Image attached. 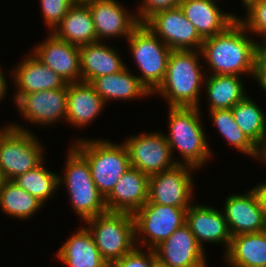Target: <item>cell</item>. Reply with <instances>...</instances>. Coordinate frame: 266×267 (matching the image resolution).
<instances>
[{
	"mask_svg": "<svg viewBox=\"0 0 266 267\" xmlns=\"http://www.w3.org/2000/svg\"><path fill=\"white\" fill-rule=\"evenodd\" d=\"M246 32V27L237 19L224 32L204 39L200 51L209 64V74L254 77L260 45L246 36Z\"/></svg>",
	"mask_w": 266,
	"mask_h": 267,
	"instance_id": "cell-1",
	"label": "cell"
},
{
	"mask_svg": "<svg viewBox=\"0 0 266 267\" xmlns=\"http://www.w3.org/2000/svg\"><path fill=\"white\" fill-rule=\"evenodd\" d=\"M200 54V50L171 51L164 80L153 92L161 94L169 107L200 108L199 91L206 76L198 61Z\"/></svg>",
	"mask_w": 266,
	"mask_h": 267,
	"instance_id": "cell-2",
	"label": "cell"
},
{
	"mask_svg": "<svg viewBox=\"0 0 266 267\" xmlns=\"http://www.w3.org/2000/svg\"><path fill=\"white\" fill-rule=\"evenodd\" d=\"M197 107H169V134L165 135L173 154L180 152L182 164L193 168L204 166L212 156Z\"/></svg>",
	"mask_w": 266,
	"mask_h": 267,
	"instance_id": "cell-3",
	"label": "cell"
},
{
	"mask_svg": "<svg viewBox=\"0 0 266 267\" xmlns=\"http://www.w3.org/2000/svg\"><path fill=\"white\" fill-rule=\"evenodd\" d=\"M72 144L88 161L92 179L98 191L106 198L118 180L131 168L124 145L109 140L75 139Z\"/></svg>",
	"mask_w": 266,
	"mask_h": 267,
	"instance_id": "cell-4",
	"label": "cell"
},
{
	"mask_svg": "<svg viewBox=\"0 0 266 267\" xmlns=\"http://www.w3.org/2000/svg\"><path fill=\"white\" fill-rule=\"evenodd\" d=\"M70 147L65 173L62 178L59 177V185L65 184L71 206L86 221L108 210L105 198L92 179L87 159L73 145Z\"/></svg>",
	"mask_w": 266,
	"mask_h": 267,
	"instance_id": "cell-5",
	"label": "cell"
},
{
	"mask_svg": "<svg viewBox=\"0 0 266 267\" xmlns=\"http://www.w3.org/2000/svg\"><path fill=\"white\" fill-rule=\"evenodd\" d=\"M102 258L111 265L136 247L133 214L107 211L86 220Z\"/></svg>",
	"mask_w": 266,
	"mask_h": 267,
	"instance_id": "cell-6",
	"label": "cell"
},
{
	"mask_svg": "<svg viewBox=\"0 0 266 267\" xmlns=\"http://www.w3.org/2000/svg\"><path fill=\"white\" fill-rule=\"evenodd\" d=\"M43 151L36 135L19 124L0 129V168L7 180H13L44 162Z\"/></svg>",
	"mask_w": 266,
	"mask_h": 267,
	"instance_id": "cell-7",
	"label": "cell"
},
{
	"mask_svg": "<svg viewBox=\"0 0 266 267\" xmlns=\"http://www.w3.org/2000/svg\"><path fill=\"white\" fill-rule=\"evenodd\" d=\"M127 41L141 72L137 77L153 95L164 80L172 50L143 23L131 33Z\"/></svg>",
	"mask_w": 266,
	"mask_h": 267,
	"instance_id": "cell-8",
	"label": "cell"
},
{
	"mask_svg": "<svg viewBox=\"0 0 266 267\" xmlns=\"http://www.w3.org/2000/svg\"><path fill=\"white\" fill-rule=\"evenodd\" d=\"M133 217L136 246L153 250L186 222V209L146 202Z\"/></svg>",
	"mask_w": 266,
	"mask_h": 267,
	"instance_id": "cell-9",
	"label": "cell"
},
{
	"mask_svg": "<svg viewBox=\"0 0 266 267\" xmlns=\"http://www.w3.org/2000/svg\"><path fill=\"white\" fill-rule=\"evenodd\" d=\"M132 168H136L148 176L171 169L181 161H174L171 148L165 134L144 133L124 140Z\"/></svg>",
	"mask_w": 266,
	"mask_h": 267,
	"instance_id": "cell-10",
	"label": "cell"
},
{
	"mask_svg": "<svg viewBox=\"0 0 266 267\" xmlns=\"http://www.w3.org/2000/svg\"><path fill=\"white\" fill-rule=\"evenodd\" d=\"M143 24L171 50H201L204 39L185 17L180 6L158 11Z\"/></svg>",
	"mask_w": 266,
	"mask_h": 267,
	"instance_id": "cell-11",
	"label": "cell"
},
{
	"mask_svg": "<svg viewBox=\"0 0 266 267\" xmlns=\"http://www.w3.org/2000/svg\"><path fill=\"white\" fill-rule=\"evenodd\" d=\"M188 165L177 164L175 167L149 176V203L185 208L193 204V178Z\"/></svg>",
	"mask_w": 266,
	"mask_h": 267,
	"instance_id": "cell-12",
	"label": "cell"
},
{
	"mask_svg": "<svg viewBox=\"0 0 266 267\" xmlns=\"http://www.w3.org/2000/svg\"><path fill=\"white\" fill-rule=\"evenodd\" d=\"M161 267H207L206 255L189 226L184 223L154 249Z\"/></svg>",
	"mask_w": 266,
	"mask_h": 267,
	"instance_id": "cell-13",
	"label": "cell"
},
{
	"mask_svg": "<svg viewBox=\"0 0 266 267\" xmlns=\"http://www.w3.org/2000/svg\"><path fill=\"white\" fill-rule=\"evenodd\" d=\"M13 100L22 117L35 125L48 126L61 122L60 119L66 121L67 85L55 90L18 95Z\"/></svg>",
	"mask_w": 266,
	"mask_h": 267,
	"instance_id": "cell-14",
	"label": "cell"
},
{
	"mask_svg": "<svg viewBox=\"0 0 266 267\" xmlns=\"http://www.w3.org/2000/svg\"><path fill=\"white\" fill-rule=\"evenodd\" d=\"M91 11L97 40L109 37L128 38L141 24L135 12L129 13L116 0H92L86 3Z\"/></svg>",
	"mask_w": 266,
	"mask_h": 267,
	"instance_id": "cell-15",
	"label": "cell"
},
{
	"mask_svg": "<svg viewBox=\"0 0 266 267\" xmlns=\"http://www.w3.org/2000/svg\"><path fill=\"white\" fill-rule=\"evenodd\" d=\"M31 52L44 65L59 74L67 84L81 81L78 46L65 42L51 33Z\"/></svg>",
	"mask_w": 266,
	"mask_h": 267,
	"instance_id": "cell-16",
	"label": "cell"
},
{
	"mask_svg": "<svg viewBox=\"0 0 266 267\" xmlns=\"http://www.w3.org/2000/svg\"><path fill=\"white\" fill-rule=\"evenodd\" d=\"M224 218L232 236L266 230L261 205L253 189L246 194H232L224 203Z\"/></svg>",
	"mask_w": 266,
	"mask_h": 267,
	"instance_id": "cell-17",
	"label": "cell"
},
{
	"mask_svg": "<svg viewBox=\"0 0 266 267\" xmlns=\"http://www.w3.org/2000/svg\"><path fill=\"white\" fill-rule=\"evenodd\" d=\"M148 197L149 176L131 167L118 180L105 203L108 211L134 214L148 201Z\"/></svg>",
	"mask_w": 266,
	"mask_h": 267,
	"instance_id": "cell-18",
	"label": "cell"
},
{
	"mask_svg": "<svg viewBox=\"0 0 266 267\" xmlns=\"http://www.w3.org/2000/svg\"><path fill=\"white\" fill-rule=\"evenodd\" d=\"M185 223L189 226L202 248V242L224 243L226 245L225 251L227 252L232 235L221 211L210 206L193 203L186 210Z\"/></svg>",
	"mask_w": 266,
	"mask_h": 267,
	"instance_id": "cell-19",
	"label": "cell"
},
{
	"mask_svg": "<svg viewBox=\"0 0 266 267\" xmlns=\"http://www.w3.org/2000/svg\"><path fill=\"white\" fill-rule=\"evenodd\" d=\"M217 0H182L180 8L185 17L205 39L224 32L238 17L220 10Z\"/></svg>",
	"mask_w": 266,
	"mask_h": 267,
	"instance_id": "cell-20",
	"label": "cell"
},
{
	"mask_svg": "<svg viewBox=\"0 0 266 267\" xmlns=\"http://www.w3.org/2000/svg\"><path fill=\"white\" fill-rule=\"evenodd\" d=\"M15 87L17 91L13 95L14 99L18 95L44 91L55 90L67 85L63 78L56 74L48 66L44 65L32 53L27 58L19 62L13 71Z\"/></svg>",
	"mask_w": 266,
	"mask_h": 267,
	"instance_id": "cell-21",
	"label": "cell"
},
{
	"mask_svg": "<svg viewBox=\"0 0 266 267\" xmlns=\"http://www.w3.org/2000/svg\"><path fill=\"white\" fill-rule=\"evenodd\" d=\"M105 107V102L88 82L67 84L66 122L85 127L96 119Z\"/></svg>",
	"mask_w": 266,
	"mask_h": 267,
	"instance_id": "cell-22",
	"label": "cell"
},
{
	"mask_svg": "<svg viewBox=\"0 0 266 267\" xmlns=\"http://www.w3.org/2000/svg\"><path fill=\"white\" fill-rule=\"evenodd\" d=\"M79 51L82 82L90 83L95 78L118 73L126 67L119 52L101 41L80 46Z\"/></svg>",
	"mask_w": 266,
	"mask_h": 267,
	"instance_id": "cell-23",
	"label": "cell"
},
{
	"mask_svg": "<svg viewBox=\"0 0 266 267\" xmlns=\"http://www.w3.org/2000/svg\"><path fill=\"white\" fill-rule=\"evenodd\" d=\"M52 33L78 47L98 41L93 17L86 3H74Z\"/></svg>",
	"mask_w": 266,
	"mask_h": 267,
	"instance_id": "cell-24",
	"label": "cell"
},
{
	"mask_svg": "<svg viewBox=\"0 0 266 267\" xmlns=\"http://www.w3.org/2000/svg\"><path fill=\"white\" fill-rule=\"evenodd\" d=\"M57 257L69 267H110L86 227L66 240L58 250Z\"/></svg>",
	"mask_w": 266,
	"mask_h": 267,
	"instance_id": "cell-25",
	"label": "cell"
},
{
	"mask_svg": "<svg viewBox=\"0 0 266 267\" xmlns=\"http://www.w3.org/2000/svg\"><path fill=\"white\" fill-rule=\"evenodd\" d=\"M224 254L231 267H266V230L232 236Z\"/></svg>",
	"mask_w": 266,
	"mask_h": 267,
	"instance_id": "cell-26",
	"label": "cell"
},
{
	"mask_svg": "<svg viewBox=\"0 0 266 267\" xmlns=\"http://www.w3.org/2000/svg\"><path fill=\"white\" fill-rule=\"evenodd\" d=\"M90 84L105 104L108 100H131L151 94L139 78L131 74L127 66L118 73L95 78Z\"/></svg>",
	"mask_w": 266,
	"mask_h": 267,
	"instance_id": "cell-27",
	"label": "cell"
},
{
	"mask_svg": "<svg viewBox=\"0 0 266 267\" xmlns=\"http://www.w3.org/2000/svg\"><path fill=\"white\" fill-rule=\"evenodd\" d=\"M237 75L205 76L204 87L208 94L209 109H231L236 103L243 100L247 94L244 90L243 80Z\"/></svg>",
	"mask_w": 266,
	"mask_h": 267,
	"instance_id": "cell-28",
	"label": "cell"
},
{
	"mask_svg": "<svg viewBox=\"0 0 266 267\" xmlns=\"http://www.w3.org/2000/svg\"><path fill=\"white\" fill-rule=\"evenodd\" d=\"M231 110L236 124L259 149L266 138V113L248 95Z\"/></svg>",
	"mask_w": 266,
	"mask_h": 267,
	"instance_id": "cell-29",
	"label": "cell"
},
{
	"mask_svg": "<svg viewBox=\"0 0 266 267\" xmlns=\"http://www.w3.org/2000/svg\"><path fill=\"white\" fill-rule=\"evenodd\" d=\"M43 206L32 194L7 180L0 191V207L5 214L18 219L32 217Z\"/></svg>",
	"mask_w": 266,
	"mask_h": 267,
	"instance_id": "cell-30",
	"label": "cell"
},
{
	"mask_svg": "<svg viewBox=\"0 0 266 267\" xmlns=\"http://www.w3.org/2000/svg\"><path fill=\"white\" fill-rule=\"evenodd\" d=\"M59 175L46 169L43 162L14 178L12 181L26 192L35 196L43 205L59 186Z\"/></svg>",
	"mask_w": 266,
	"mask_h": 267,
	"instance_id": "cell-31",
	"label": "cell"
},
{
	"mask_svg": "<svg viewBox=\"0 0 266 267\" xmlns=\"http://www.w3.org/2000/svg\"><path fill=\"white\" fill-rule=\"evenodd\" d=\"M213 123L219 133L246 156L258 159L259 149L249 140L234 120L231 109H215L210 111Z\"/></svg>",
	"mask_w": 266,
	"mask_h": 267,
	"instance_id": "cell-32",
	"label": "cell"
},
{
	"mask_svg": "<svg viewBox=\"0 0 266 267\" xmlns=\"http://www.w3.org/2000/svg\"><path fill=\"white\" fill-rule=\"evenodd\" d=\"M246 18L240 19L239 21L246 27L248 33L252 32L255 35L262 37L260 46H266V0L253 1L246 8ZM264 39V40H263Z\"/></svg>",
	"mask_w": 266,
	"mask_h": 267,
	"instance_id": "cell-33",
	"label": "cell"
},
{
	"mask_svg": "<svg viewBox=\"0 0 266 267\" xmlns=\"http://www.w3.org/2000/svg\"><path fill=\"white\" fill-rule=\"evenodd\" d=\"M43 19L51 32L63 20L69 8L74 4L72 0H40Z\"/></svg>",
	"mask_w": 266,
	"mask_h": 267,
	"instance_id": "cell-34",
	"label": "cell"
},
{
	"mask_svg": "<svg viewBox=\"0 0 266 267\" xmlns=\"http://www.w3.org/2000/svg\"><path fill=\"white\" fill-rule=\"evenodd\" d=\"M147 249L145 253L136 246L121 259L114 261L110 267H159L154 250Z\"/></svg>",
	"mask_w": 266,
	"mask_h": 267,
	"instance_id": "cell-35",
	"label": "cell"
},
{
	"mask_svg": "<svg viewBox=\"0 0 266 267\" xmlns=\"http://www.w3.org/2000/svg\"><path fill=\"white\" fill-rule=\"evenodd\" d=\"M182 0H143L137 9V19L140 23H144L154 13L170 8H176Z\"/></svg>",
	"mask_w": 266,
	"mask_h": 267,
	"instance_id": "cell-36",
	"label": "cell"
},
{
	"mask_svg": "<svg viewBox=\"0 0 266 267\" xmlns=\"http://www.w3.org/2000/svg\"><path fill=\"white\" fill-rule=\"evenodd\" d=\"M266 92V46H260L256 56L254 77Z\"/></svg>",
	"mask_w": 266,
	"mask_h": 267,
	"instance_id": "cell-37",
	"label": "cell"
},
{
	"mask_svg": "<svg viewBox=\"0 0 266 267\" xmlns=\"http://www.w3.org/2000/svg\"><path fill=\"white\" fill-rule=\"evenodd\" d=\"M253 188L258 196L261 209H262L263 218L266 224V182L258 184L257 186Z\"/></svg>",
	"mask_w": 266,
	"mask_h": 267,
	"instance_id": "cell-38",
	"label": "cell"
},
{
	"mask_svg": "<svg viewBox=\"0 0 266 267\" xmlns=\"http://www.w3.org/2000/svg\"><path fill=\"white\" fill-rule=\"evenodd\" d=\"M7 80L4 77V74L0 68V102L5 97V93H7Z\"/></svg>",
	"mask_w": 266,
	"mask_h": 267,
	"instance_id": "cell-39",
	"label": "cell"
},
{
	"mask_svg": "<svg viewBox=\"0 0 266 267\" xmlns=\"http://www.w3.org/2000/svg\"><path fill=\"white\" fill-rule=\"evenodd\" d=\"M259 158L262 159L263 162H266V138H265L262 146L259 148L258 160H259Z\"/></svg>",
	"mask_w": 266,
	"mask_h": 267,
	"instance_id": "cell-40",
	"label": "cell"
},
{
	"mask_svg": "<svg viewBox=\"0 0 266 267\" xmlns=\"http://www.w3.org/2000/svg\"><path fill=\"white\" fill-rule=\"evenodd\" d=\"M6 181H7V179L5 178L4 173L0 168V191H1V189L4 186Z\"/></svg>",
	"mask_w": 266,
	"mask_h": 267,
	"instance_id": "cell-41",
	"label": "cell"
},
{
	"mask_svg": "<svg viewBox=\"0 0 266 267\" xmlns=\"http://www.w3.org/2000/svg\"><path fill=\"white\" fill-rule=\"evenodd\" d=\"M241 1L246 9L253 1H256V0H241Z\"/></svg>",
	"mask_w": 266,
	"mask_h": 267,
	"instance_id": "cell-42",
	"label": "cell"
},
{
	"mask_svg": "<svg viewBox=\"0 0 266 267\" xmlns=\"http://www.w3.org/2000/svg\"><path fill=\"white\" fill-rule=\"evenodd\" d=\"M74 3H87L92 0H72Z\"/></svg>",
	"mask_w": 266,
	"mask_h": 267,
	"instance_id": "cell-43",
	"label": "cell"
}]
</instances>
